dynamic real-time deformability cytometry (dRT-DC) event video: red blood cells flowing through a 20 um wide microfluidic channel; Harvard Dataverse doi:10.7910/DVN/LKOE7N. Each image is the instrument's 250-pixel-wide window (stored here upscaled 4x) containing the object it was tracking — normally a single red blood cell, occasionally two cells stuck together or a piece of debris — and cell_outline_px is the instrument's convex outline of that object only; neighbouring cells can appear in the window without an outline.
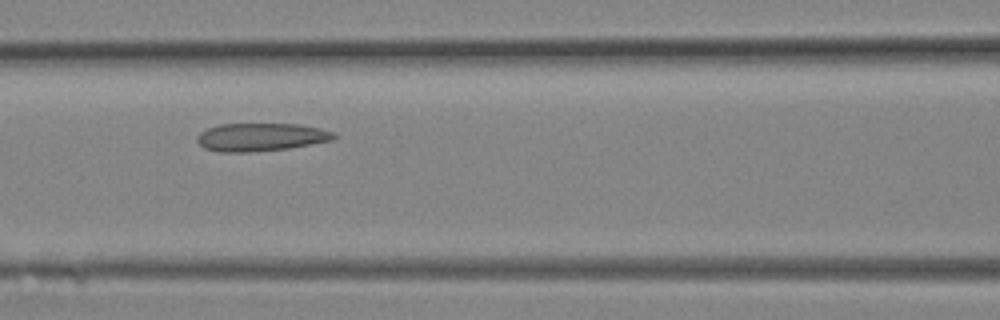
{"species": "Egyptian fruit bat (a non-hibernating species)", "species_latin": "Rousettus aegyptiacus", "temperature_condition": "room temperature", "stored_images_in_passage": 12, "camera_frame_rate_fps": 3000, "um_per_image_px": 0.085, "animal": {"sex": "female"}, "frame": {"image": 1, "passage_image": 9, "time_ms": 2.667, "image_size_px": [1000, 320], "cell_outline_px": [[336, 136], [332, 140], [312, 144], [288, 148], [252, 152], [220, 152], [204, 148], [196, 140], [196, 136], [200, 132], [208, 128], [220, 124], [296, 124], [320, 128], [332, 132]], "centroid_in_image_um": [22.14, 11.65], "position_along_channel_um": 144.5, "area_um2": 22.25}}
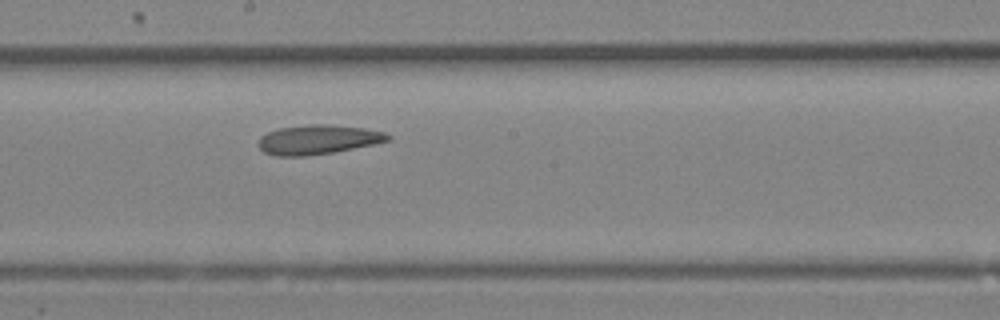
{"frame": {"image": 2, "passage_image": 12, "time_ms": 3.667, "image_size_px": [1000, 320], "cell_outline_px": [[392, 140], [332, 152], [308, 156], [276, 156], [264, 152], [256, 144], [260, 136], [268, 132], [280, 128], [308, 124], [328, 124], [364, 128], [384, 132], [392, 136]], "centroid_in_image_um": [27.0, 11.86], "position_along_channel_um": 221.2, "area_um2": 22.2}}